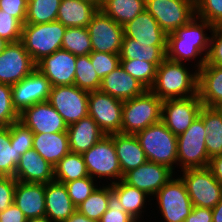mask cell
I'll list each match as a JSON object with an SVG mask.
<instances>
[{
  "label": "cell",
  "mask_w": 222,
  "mask_h": 222,
  "mask_svg": "<svg viewBox=\"0 0 222 222\" xmlns=\"http://www.w3.org/2000/svg\"><path fill=\"white\" fill-rule=\"evenodd\" d=\"M213 27L208 21L195 16L186 25L167 34L166 58L190 64L199 70L206 63Z\"/></svg>",
  "instance_id": "6da1fadb"
},
{
  "label": "cell",
  "mask_w": 222,
  "mask_h": 222,
  "mask_svg": "<svg viewBox=\"0 0 222 222\" xmlns=\"http://www.w3.org/2000/svg\"><path fill=\"white\" fill-rule=\"evenodd\" d=\"M192 69V70H191ZM150 90L162 101L198 95V70L186 63L165 59L156 71Z\"/></svg>",
  "instance_id": "7a4b0ae2"
},
{
  "label": "cell",
  "mask_w": 222,
  "mask_h": 222,
  "mask_svg": "<svg viewBox=\"0 0 222 222\" xmlns=\"http://www.w3.org/2000/svg\"><path fill=\"white\" fill-rule=\"evenodd\" d=\"M151 200L152 210L150 211L151 215H153L151 216L152 218H149L150 222L154 215V218L157 217L156 219H162L159 222H184L193 209V204L185 183L177 174H175ZM153 202L157 208L154 206ZM158 213L161 215L160 218H158ZM152 222H154V219Z\"/></svg>",
  "instance_id": "3957f363"
},
{
  "label": "cell",
  "mask_w": 222,
  "mask_h": 222,
  "mask_svg": "<svg viewBox=\"0 0 222 222\" xmlns=\"http://www.w3.org/2000/svg\"><path fill=\"white\" fill-rule=\"evenodd\" d=\"M147 161L170 168L177 174V136L159 121L135 134Z\"/></svg>",
  "instance_id": "277c9868"
},
{
  "label": "cell",
  "mask_w": 222,
  "mask_h": 222,
  "mask_svg": "<svg viewBox=\"0 0 222 222\" xmlns=\"http://www.w3.org/2000/svg\"><path fill=\"white\" fill-rule=\"evenodd\" d=\"M87 172L101 185H111L122 179V170L116 155L114 134L104 135L82 154Z\"/></svg>",
  "instance_id": "5b68a950"
},
{
  "label": "cell",
  "mask_w": 222,
  "mask_h": 222,
  "mask_svg": "<svg viewBox=\"0 0 222 222\" xmlns=\"http://www.w3.org/2000/svg\"><path fill=\"white\" fill-rule=\"evenodd\" d=\"M162 102L150 89L123 101L121 133L136 134L161 121Z\"/></svg>",
  "instance_id": "8992f818"
},
{
  "label": "cell",
  "mask_w": 222,
  "mask_h": 222,
  "mask_svg": "<svg viewBox=\"0 0 222 222\" xmlns=\"http://www.w3.org/2000/svg\"><path fill=\"white\" fill-rule=\"evenodd\" d=\"M67 27L59 21L44 24H24L21 42L37 63L43 57L61 49L62 39Z\"/></svg>",
  "instance_id": "52a82bcc"
},
{
  "label": "cell",
  "mask_w": 222,
  "mask_h": 222,
  "mask_svg": "<svg viewBox=\"0 0 222 222\" xmlns=\"http://www.w3.org/2000/svg\"><path fill=\"white\" fill-rule=\"evenodd\" d=\"M206 130L203 119L198 115L191 126L177 136V169L208 167L209 156L205 145Z\"/></svg>",
  "instance_id": "ba28073f"
},
{
  "label": "cell",
  "mask_w": 222,
  "mask_h": 222,
  "mask_svg": "<svg viewBox=\"0 0 222 222\" xmlns=\"http://www.w3.org/2000/svg\"><path fill=\"white\" fill-rule=\"evenodd\" d=\"M180 173V174H179ZM193 207L213 209L222 198V186L208 167L178 171Z\"/></svg>",
  "instance_id": "9c48e42d"
},
{
  "label": "cell",
  "mask_w": 222,
  "mask_h": 222,
  "mask_svg": "<svg viewBox=\"0 0 222 222\" xmlns=\"http://www.w3.org/2000/svg\"><path fill=\"white\" fill-rule=\"evenodd\" d=\"M146 10L166 34L186 25L196 16L195 4L186 0H146Z\"/></svg>",
  "instance_id": "30bf717a"
},
{
  "label": "cell",
  "mask_w": 222,
  "mask_h": 222,
  "mask_svg": "<svg viewBox=\"0 0 222 222\" xmlns=\"http://www.w3.org/2000/svg\"><path fill=\"white\" fill-rule=\"evenodd\" d=\"M89 92L76 85L51 87L48 102L69 126L88 116Z\"/></svg>",
  "instance_id": "8fae6325"
},
{
  "label": "cell",
  "mask_w": 222,
  "mask_h": 222,
  "mask_svg": "<svg viewBox=\"0 0 222 222\" xmlns=\"http://www.w3.org/2000/svg\"><path fill=\"white\" fill-rule=\"evenodd\" d=\"M123 100L101 91H90L88 116L92 117L105 135L121 132Z\"/></svg>",
  "instance_id": "7c38bea8"
},
{
  "label": "cell",
  "mask_w": 222,
  "mask_h": 222,
  "mask_svg": "<svg viewBox=\"0 0 222 222\" xmlns=\"http://www.w3.org/2000/svg\"><path fill=\"white\" fill-rule=\"evenodd\" d=\"M92 52L120 54L124 37L123 26L98 10L87 26Z\"/></svg>",
  "instance_id": "4fadbf2b"
},
{
  "label": "cell",
  "mask_w": 222,
  "mask_h": 222,
  "mask_svg": "<svg viewBox=\"0 0 222 222\" xmlns=\"http://www.w3.org/2000/svg\"><path fill=\"white\" fill-rule=\"evenodd\" d=\"M202 106L199 95L164 100L161 121L176 136H179L191 126Z\"/></svg>",
  "instance_id": "5bb4252c"
},
{
  "label": "cell",
  "mask_w": 222,
  "mask_h": 222,
  "mask_svg": "<svg viewBox=\"0 0 222 222\" xmlns=\"http://www.w3.org/2000/svg\"><path fill=\"white\" fill-rule=\"evenodd\" d=\"M36 69L21 41L9 43L0 53V83L14 85Z\"/></svg>",
  "instance_id": "9a60e30c"
},
{
  "label": "cell",
  "mask_w": 222,
  "mask_h": 222,
  "mask_svg": "<svg viewBox=\"0 0 222 222\" xmlns=\"http://www.w3.org/2000/svg\"><path fill=\"white\" fill-rule=\"evenodd\" d=\"M50 81L36 68L17 84L11 85L13 105L18 113L36 104L48 101Z\"/></svg>",
  "instance_id": "2e32d148"
},
{
  "label": "cell",
  "mask_w": 222,
  "mask_h": 222,
  "mask_svg": "<svg viewBox=\"0 0 222 222\" xmlns=\"http://www.w3.org/2000/svg\"><path fill=\"white\" fill-rule=\"evenodd\" d=\"M174 175L175 173L167 166L146 161L126 172L122 180L152 198Z\"/></svg>",
  "instance_id": "e0dca14e"
},
{
  "label": "cell",
  "mask_w": 222,
  "mask_h": 222,
  "mask_svg": "<svg viewBox=\"0 0 222 222\" xmlns=\"http://www.w3.org/2000/svg\"><path fill=\"white\" fill-rule=\"evenodd\" d=\"M19 121L33 133L67 132L63 117L48 102L36 103L19 113Z\"/></svg>",
  "instance_id": "ac0fdd59"
},
{
  "label": "cell",
  "mask_w": 222,
  "mask_h": 222,
  "mask_svg": "<svg viewBox=\"0 0 222 222\" xmlns=\"http://www.w3.org/2000/svg\"><path fill=\"white\" fill-rule=\"evenodd\" d=\"M74 54L58 49L36 63V68L50 81L52 87L74 85L76 71Z\"/></svg>",
  "instance_id": "d6986e66"
},
{
  "label": "cell",
  "mask_w": 222,
  "mask_h": 222,
  "mask_svg": "<svg viewBox=\"0 0 222 222\" xmlns=\"http://www.w3.org/2000/svg\"><path fill=\"white\" fill-rule=\"evenodd\" d=\"M123 31L124 37L136 40L137 43L167 46V34L147 10L123 25Z\"/></svg>",
  "instance_id": "ffe728a7"
},
{
  "label": "cell",
  "mask_w": 222,
  "mask_h": 222,
  "mask_svg": "<svg viewBox=\"0 0 222 222\" xmlns=\"http://www.w3.org/2000/svg\"><path fill=\"white\" fill-rule=\"evenodd\" d=\"M14 177L25 183H43L54 181V166L48 163L34 149L22 154Z\"/></svg>",
  "instance_id": "44dd1931"
},
{
  "label": "cell",
  "mask_w": 222,
  "mask_h": 222,
  "mask_svg": "<svg viewBox=\"0 0 222 222\" xmlns=\"http://www.w3.org/2000/svg\"><path fill=\"white\" fill-rule=\"evenodd\" d=\"M14 203L26 219L45 216V184L17 180Z\"/></svg>",
  "instance_id": "7402d4cb"
},
{
  "label": "cell",
  "mask_w": 222,
  "mask_h": 222,
  "mask_svg": "<svg viewBox=\"0 0 222 222\" xmlns=\"http://www.w3.org/2000/svg\"><path fill=\"white\" fill-rule=\"evenodd\" d=\"M111 187L112 191L118 196L119 202L123 206L125 212L132 216L137 222H145V215V217L149 218L151 213L150 211L148 212V210L152 208V198L148 194L125 183L122 179L117 183L111 184ZM148 213L150 215H148ZM148 220L149 219H147L146 222H148Z\"/></svg>",
  "instance_id": "603a6c76"
},
{
  "label": "cell",
  "mask_w": 222,
  "mask_h": 222,
  "mask_svg": "<svg viewBox=\"0 0 222 222\" xmlns=\"http://www.w3.org/2000/svg\"><path fill=\"white\" fill-rule=\"evenodd\" d=\"M145 90L121 65L101 80L99 88V91L123 101L141 95Z\"/></svg>",
  "instance_id": "cb8c5ba5"
},
{
  "label": "cell",
  "mask_w": 222,
  "mask_h": 222,
  "mask_svg": "<svg viewBox=\"0 0 222 222\" xmlns=\"http://www.w3.org/2000/svg\"><path fill=\"white\" fill-rule=\"evenodd\" d=\"M45 210L53 222H63L76 211L65 184L55 180L45 184Z\"/></svg>",
  "instance_id": "d4e9b609"
},
{
  "label": "cell",
  "mask_w": 222,
  "mask_h": 222,
  "mask_svg": "<svg viewBox=\"0 0 222 222\" xmlns=\"http://www.w3.org/2000/svg\"><path fill=\"white\" fill-rule=\"evenodd\" d=\"M67 134L70 152L78 154L88 151L105 135L90 116L69 125Z\"/></svg>",
  "instance_id": "484cf974"
},
{
  "label": "cell",
  "mask_w": 222,
  "mask_h": 222,
  "mask_svg": "<svg viewBox=\"0 0 222 222\" xmlns=\"http://www.w3.org/2000/svg\"><path fill=\"white\" fill-rule=\"evenodd\" d=\"M198 95L203 106L222 104V67L204 65L198 70Z\"/></svg>",
  "instance_id": "4316f807"
},
{
  "label": "cell",
  "mask_w": 222,
  "mask_h": 222,
  "mask_svg": "<svg viewBox=\"0 0 222 222\" xmlns=\"http://www.w3.org/2000/svg\"><path fill=\"white\" fill-rule=\"evenodd\" d=\"M114 145L122 170V178L126 172L139 167L147 161L144 150L135 134L115 133Z\"/></svg>",
  "instance_id": "83f0119b"
},
{
  "label": "cell",
  "mask_w": 222,
  "mask_h": 222,
  "mask_svg": "<svg viewBox=\"0 0 222 222\" xmlns=\"http://www.w3.org/2000/svg\"><path fill=\"white\" fill-rule=\"evenodd\" d=\"M33 149L55 166L70 152L67 132L34 133Z\"/></svg>",
  "instance_id": "f1b7e54d"
},
{
  "label": "cell",
  "mask_w": 222,
  "mask_h": 222,
  "mask_svg": "<svg viewBox=\"0 0 222 222\" xmlns=\"http://www.w3.org/2000/svg\"><path fill=\"white\" fill-rule=\"evenodd\" d=\"M98 9L82 0H61L57 14V21L65 27L87 28L92 16Z\"/></svg>",
  "instance_id": "f546056e"
},
{
  "label": "cell",
  "mask_w": 222,
  "mask_h": 222,
  "mask_svg": "<svg viewBox=\"0 0 222 222\" xmlns=\"http://www.w3.org/2000/svg\"><path fill=\"white\" fill-rule=\"evenodd\" d=\"M167 46H151V43H137L128 37H123L120 52L121 60H140L153 63L158 67L166 59Z\"/></svg>",
  "instance_id": "4dcf8cb0"
},
{
  "label": "cell",
  "mask_w": 222,
  "mask_h": 222,
  "mask_svg": "<svg viewBox=\"0 0 222 222\" xmlns=\"http://www.w3.org/2000/svg\"><path fill=\"white\" fill-rule=\"evenodd\" d=\"M199 116L207 133L205 145L209 159L222 155V114L216 107L202 106Z\"/></svg>",
  "instance_id": "1f68e13d"
},
{
  "label": "cell",
  "mask_w": 222,
  "mask_h": 222,
  "mask_svg": "<svg viewBox=\"0 0 222 222\" xmlns=\"http://www.w3.org/2000/svg\"><path fill=\"white\" fill-rule=\"evenodd\" d=\"M100 10L123 26L146 10V0H103Z\"/></svg>",
  "instance_id": "d6a6232c"
},
{
  "label": "cell",
  "mask_w": 222,
  "mask_h": 222,
  "mask_svg": "<svg viewBox=\"0 0 222 222\" xmlns=\"http://www.w3.org/2000/svg\"><path fill=\"white\" fill-rule=\"evenodd\" d=\"M87 176L82 154L69 152L54 166V180L63 184Z\"/></svg>",
  "instance_id": "836d02e7"
},
{
  "label": "cell",
  "mask_w": 222,
  "mask_h": 222,
  "mask_svg": "<svg viewBox=\"0 0 222 222\" xmlns=\"http://www.w3.org/2000/svg\"><path fill=\"white\" fill-rule=\"evenodd\" d=\"M112 192L111 185L100 184L76 210L89 219L99 221L108 209L109 195Z\"/></svg>",
  "instance_id": "e575fe53"
},
{
  "label": "cell",
  "mask_w": 222,
  "mask_h": 222,
  "mask_svg": "<svg viewBox=\"0 0 222 222\" xmlns=\"http://www.w3.org/2000/svg\"><path fill=\"white\" fill-rule=\"evenodd\" d=\"M61 0H28L25 24H44L57 20Z\"/></svg>",
  "instance_id": "d590c367"
},
{
  "label": "cell",
  "mask_w": 222,
  "mask_h": 222,
  "mask_svg": "<svg viewBox=\"0 0 222 222\" xmlns=\"http://www.w3.org/2000/svg\"><path fill=\"white\" fill-rule=\"evenodd\" d=\"M61 49H64L75 56H85L92 52L91 39L87 28L67 27Z\"/></svg>",
  "instance_id": "8d00e7d4"
},
{
  "label": "cell",
  "mask_w": 222,
  "mask_h": 222,
  "mask_svg": "<svg viewBox=\"0 0 222 222\" xmlns=\"http://www.w3.org/2000/svg\"><path fill=\"white\" fill-rule=\"evenodd\" d=\"M21 156L10 143V126L0 127V176L14 177Z\"/></svg>",
  "instance_id": "74e56055"
},
{
  "label": "cell",
  "mask_w": 222,
  "mask_h": 222,
  "mask_svg": "<svg viewBox=\"0 0 222 222\" xmlns=\"http://www.w3.org/2000/svg\"><path fill=\"white\" fill-rule=\"evenodd\" d=\"M100 84L101 79L98 77L90 61V54L85 56H77L74 85L80 89L90 92L98 91Z\"/></svg>",
  "instance_id": "f35d334b"
},
{
  "label": "cell",
  "mask_w": 222,
  "mask_h": 222,
  "mask_svg": "<svg viewBox=\"0 0 222 222\" xmlns=\"http://www.w3.org/2000/svg\"><path fill=\"white\" fill-rule=\"evenodd\" d=\"M120 65L146 89L152 87L157 71V67L153 63L133 59L120 60Z\"/></svg>",
  "instance_id": "ab89813d"
},
{
  "label": "cell",
  "mask_w": 222,
  "mask_h": 222,
  "mask_svg": "<svg viewBox=\"0 0 222 222\" xmlns=\"http://www.w3.org/2000/svg\"><path fill=\"white\" fill-rule=\"evenodd\" d=\"M73 205L77 208L100 185L90 176L64 183Z\"/></svg>",
  "instance_id": "60d3db41"
},
{
  "label": "cell",
  "mask_w": 222,
  "mask_h": 222,
  "mask_svg": "<svg viewBox=\"0 0 222 222\" xmlns=\"http://www.w3.org/2000/svg\"><path fill=\"white\" fill-rule=\"evenodd\" d=\"M19 121V113L13 105L11 85L0 83V127H9Z\"/></svg>",
  "instance_id": "b9f144b4"
},
{
  "label": "cell",
  "mask_w": 222,
  "mask_h": 222,
  "mask_svg": "<svg viewBox=\"0 0 222 222\" xmlns=\"http://www.w3.org/2000/svg\"><path fill=\"white\" fill-rule=\"evenodd\" d=\"M34 133L20 121L10 125V143L19 154L33 149Z\"/></svg>",
  "instance_id": "7bdbcfd3"
},
{
  "label": "cell",
  "mask_w": 222,
  "mask_h": 222,
  "mask_svg": "<svg viewBox=\"0 0 222 222\" xmlns=\"http://www.w3.org/2000/svg\"><path fill=\"white\" fill-rule=\"evenodd\" d=\"M195 8L198 18L213 26L222 25V0H198Z\"/></svg>",
  "instance_id": "ee69618b"
},
{
  "label": "cell",
  "mask_w": 222,
  "mask_h": 222,
  "mask_svg": "<svg viewBox=\"0 0 222 222\" xmlns=\"http://www.w3.org/2000/svg\"><path fill=\"white\" fill-rule=\"evenodd\" d=\"M120 60V54L101 52L90 53V61L101 80L120 66Z\"/></svg>",
  "instance_id": "f6af8a7d"
},
{
  "label": "cell",
  "mask_w": 222,
  "mask_h": 222,
  "mask_svg": "<svg viewBox=\"0 0 222 222\" xmlns=\"http://www.w3.org/2000/svg\"><path fill=\"white\" fill-rule=\"evenodd\" d=\"M23 24L12 15L0 10V37L9 43L21 41Z\"/></svg>",
  "instance_id": "bcb514c9"
},
{
  "label": "cell",
  "mask_w": 222,
  "mask_h": 222,
  "mask_svg": "<svg viewBox=\"0 0 222 222\" xmlns=\"http://www.w3.org/2000/svg\"><path fill=\"white\" fill-rule=\"evenodd\" d=\"M98 222H137L132 216L125 212L119 202L118 196L112 192L109 195L108 209Z\"/></svg>",
  "instance_id": "7dc6e473"
},
{
  "label": "cell",
  "mask_w": 222,
  "mask_h": 222,
  "mask_svg": "<svg viewBox=\"0 0 222 222\" xmlns=\"http://www.w3.org/2000/svg\"><path fill=\"white\" fill-rule=\"evenodd\" d=\"M204 65L222 67V25L214 26L209 44V52Z\"/></svg>",
  "instance_id": "c3c4849f"
},
{
  "label": "cell",
  "mask_w": 222,
  "mask_h": 222,
  "mask_svg": "<svg viewBox=\"0 0 222 222\" xmlns=\"http://www.w3.org/2000/svg\"><path fill=\"white\" fill-rule=\"evenodd\" d=\"M17 179L11 176H0V212L14 203Z\"/></svg>",
  "instance_id": "681fc988"
},
{
  "label": "cell",
  "mask_w": 222,
  "mask_h": 222,
  "mask_svg": "<svg viewBox=\"0 0 222 222\" xmlns=\"http://www.w3.org/2000/svg\"><path fill=\"white\" fill-rule=\"evenodd\" d=\"M28 0H0V10L18 19L23 25L27 15Z\"/></svg>",
  "instance_id": "f907efd6"
},
{
  "label": "cell",
  "mask_w": 222,
  "mask_h": 222,
  "mask_svg": "<svg viewBox=\"0 0 222 222\" xmlns=\"http://www.w3.org/2000/svg\"><path fill=\"white\" fill-rule=\"evenodd\" d=\"M26 220L23 212L15 203L11 204L3 212H0V222H26Z\"/></svg>",
  "instance_id": "816d5d0a"
},
{
  "label": "cell",
  "mask_w": 222,
  "mask_h": 222,
  "mask_svg": "<svg viewBox=\"0 0 222 222\" xmlns=\"http://www.w3.org/2000/svg\"><path fill=\"white\" fill-rule=\"evenodd\" d=\"M184 222H212V209L193 207Z\"/></svg>",
  "instance_id": "f5cc1de1"
},
{
  "label": "cell",
  "mask_w": 222,
  "mask_h": 222,
  "mask_svg": "<svg viewBox=\"0 0 222 222\" xmlns=\"http://www.w3.org/2000/svg\"><path fill=\"white\" fill-rule=\"evenodd\" d=\"M208 168L222 186V155L212 157L209 161Z\"/></svg>",
  "instance_id": "db71d44e"
},
{
  "label": "cell",
  "mask_w": 222,
  "mask_h": 222,
  "mask_svg": "<svg viewBox=\"0 0 222 222\" xmlns=\"http://www.w3.org/2000/svg\"><path fill=\"white\" fill-rule=\"evenodd\" d=\"M63 222H98L92 219L87 218L85 215L81 214L76 210L67 220Z\"/></svg>",
  "instance_id": "11a10c76"
},
{
  "label": "cell",
  "mask_w": 222,
  "mask_h": 222,
  "mask_svg": "<svg viewBox=\"0 0 222 222\" xmlns=\"http://www.w3.org/2000/svg\"><path fill=\"white\" fill-rule=\"evenodd\" d=\"M212 222H222V198L212 209Z\"/></svg>",
  "instance_id": "9f6ffc18"
},
{
  "label": "cell",
  "mask_w": 222,
  "mask_h": 222,
  "mask_svg": "<svg viewBox=\"0 0 222 222\" xmlns=\"http://www.w3.org/2000/svg\"><path fill=\"white\" fill-rule=\"evenodd\" d=\"M26 222H53V221H51V219L49 217L43 216V217H36V218L27 219Z\"/></svg>",
  "instance_id": "6f0895ef"
},
{
  "label": "cell",
  "mask_w": 222,
  "mask_h": 222,
  "mask_svg": "<svg viewBox=\"0 0 222 222\" xmlns=\"http://www.w3.org/2000/svg\"><path fill=\"white\" fill-rule=\"evenodd\" d=\"M85 2H89L90 4L94 5L98 10H100L103 0H82Z\"/></svg>",
  "instance_id": "680465c9"
},
{
  "label": "cell",
  "mask_w": 222,
  "mask_h": 222,
  "mask_svg": "<svg viewBox=\"0 0 222 222\" xmlns=\"http://www.w3.org/2000/svg\"><path fill=\"white\" fill-rule=\"evenodd\" d=\"M8 44L9 42H7L6 40L0 37V53L4 51V49L6 48Z\"/></svg>",
  "instance_id": "91938a15"
},
{
  "label": "cell",
  "mask_w": 222,
  "mask_h": 222,
  "mask_svg": "<svg viewBox=\"0 0 222 222\" xmlns=\"http://www.w3.org/2000/svg\"><path fill=\"white\" fill-rule=\"evenodd\" d=\"M216 108H217V109L219 110V112L222 114V104L218 105Z\"/></svg>",
  "instance_id": "94428289"
},
{
  "label": "cell",
  "mask_w": 222,
  "mask_h": 222,
  "mask_svg": "<svg viewBox=\"0 0 222 222\" xmlns=\"http://www.w3.org/2000/svg\"><path fill=\"white\" fill-rule=\"evenodd\" d=\"M186 1L192 2V3H194L196 5L198 0H186Z\"/></svg>",
  "instance_id": "6125c7cd"
}]
</instances>
